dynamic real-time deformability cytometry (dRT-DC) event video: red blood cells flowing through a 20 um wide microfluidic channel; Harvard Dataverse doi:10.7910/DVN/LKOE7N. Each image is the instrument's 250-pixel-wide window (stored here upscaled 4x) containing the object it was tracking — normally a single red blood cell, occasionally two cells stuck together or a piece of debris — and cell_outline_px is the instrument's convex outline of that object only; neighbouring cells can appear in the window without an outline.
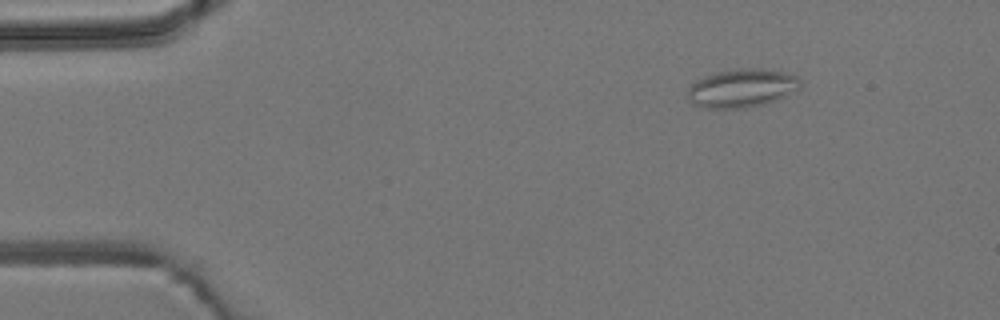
{"species": "common noctule bat (a hibernating species)", "species_latin": "Nyctalus noctula", "temperature_condition": "room temperature", "stored_images_in_passage": 6, "camera_frame_rate_fps": 3000, "um_per_image_px": 0.085, "animal": {"sex": "male", "body_mass_g": 19.2, "forearm_length_mm": 51.8}, "frame": {"image": 1, "passage_image": 2, "time_ms": 1.333, "image_size_px": [1000, 320], "cell_outline_px": [[800, 88], [796, 92], [788, 96], [764, 104], [744, 108], [708, 108], [692, 104], [688, 100], [688, 88], [696, 80], [704, 76], [716, 72], [740, 68], [764, 68], [784, 72], [796, 76], [800, 80]], "centroid_in_image_um": [63.08, 7.49], "position_along_channel_um": 21.9, "area_um2": 25.49}}
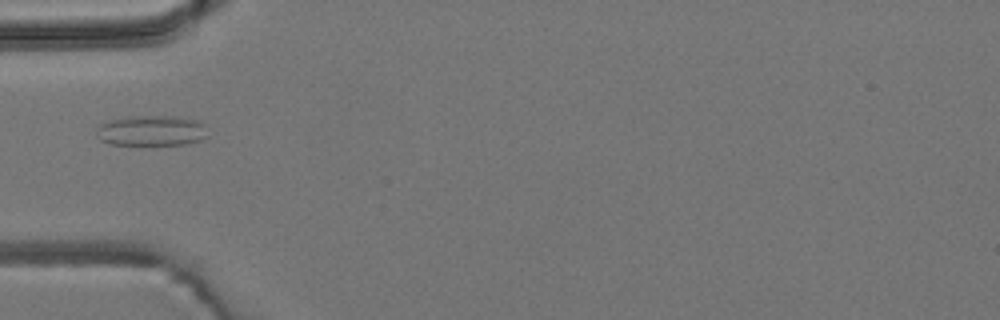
{"frame": {"image": 2, "passage_image": 5, "time_ms": 4.667, "image_size_px": [1000, 320], "cell_outline_px": [[208, 136], [200, 140], [184, 144], [144, 148], [108, 144], [100, 140], [96, 136], [96, 128], [100, 124], [112, 120], [140, 116], [176, 116], [200, 120], [204, 124]], "centroid_in_image_um": [12.87, 11.17], "position_along_channel_um": 72.1, "area_um2": 20.75}}